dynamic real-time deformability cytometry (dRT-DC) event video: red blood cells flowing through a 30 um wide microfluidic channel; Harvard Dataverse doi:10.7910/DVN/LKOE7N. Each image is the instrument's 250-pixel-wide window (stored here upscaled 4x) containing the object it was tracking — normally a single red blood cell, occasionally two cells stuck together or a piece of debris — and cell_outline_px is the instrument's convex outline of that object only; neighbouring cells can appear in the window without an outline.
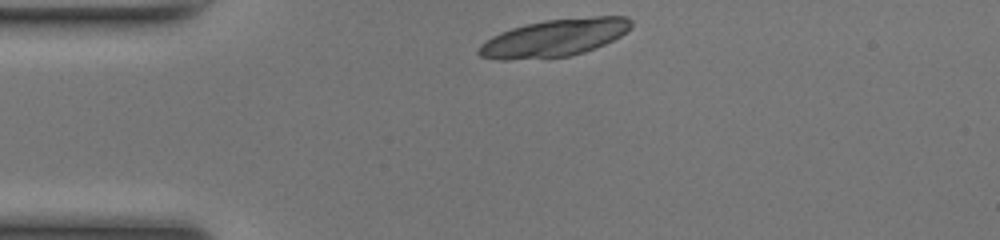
{"species": "common noctule bat (a hibernating species)", "species_latin": "Nyctalus noctula", "temperature_condition": "room temperature", "stored_images_in_passage": 32, "camera_frame_rate_fps": 3000, "um_per_image_px": 0.085, "animal": {"sex": "female", "body_mass_g": 17.0, "forearm_length_mm": 48.0}, "frame": {"image": 1, "passage_image": 1, "time_ms": 0.0, "image_size_px": [1000, 240], "cell_outline_px": [[632, 28], [620, 36], [596, 48], [584, 52], [568, 56], [504, 60], [500, 60], [480, 56], [476, 52], [480, 44], [492, 36], [500, 32], [524, 24], [548, 20], [596, 16], [628, 16], [632, 20]], "centroid_in_image_um": [47.13, 3.21], "position_along_channel_um": 37.9, "area_um2": 33.18}}